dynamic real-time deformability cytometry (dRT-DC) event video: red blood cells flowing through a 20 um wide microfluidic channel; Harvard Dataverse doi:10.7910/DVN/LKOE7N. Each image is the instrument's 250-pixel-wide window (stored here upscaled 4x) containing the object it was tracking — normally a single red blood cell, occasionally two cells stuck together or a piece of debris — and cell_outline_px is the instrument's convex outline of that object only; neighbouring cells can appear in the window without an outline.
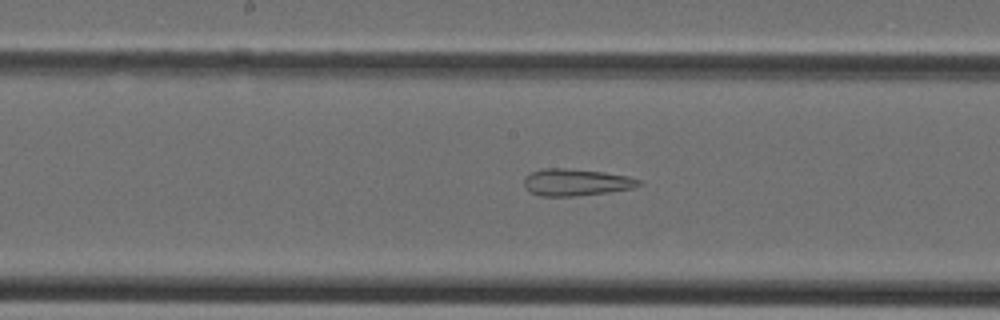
{"species": "Egyptian fruit bat (a non-hibernating species)", "species_latin": "Rousettus aegyptiacus", "temperature_condition": "cold", "stored_images_in_passage": 40, "camera_frame_rate_fps": 3000, "um_per_image_px": 0.085, "animal": {"sex": "female"}, "frame": {"image": 1, "passage_image": 20, "time_ms": 6.333, "image_size_px": [1000, 320], "cell_outline_px": [[644, 184], [632, 188], [608, 192], [576, 196], [540, 196], [532, 192], [524, 184], [524, 176], [532, 172], [544, 168], [564, 168], [604, 172], [628, 176], [640, 180]], "centroid_in_image_um": [48.98, 15.49], "position_along_channel_um": 199.2, "area_um2": 17.92}}
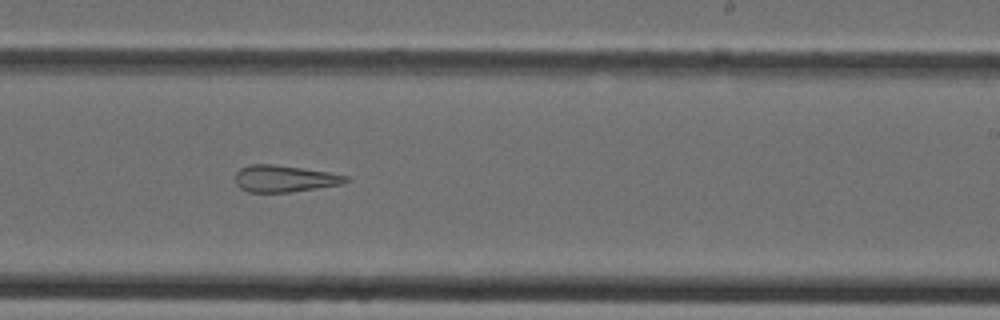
{"frame": {"image": 2, "passage_image": 24, "time_ms": 7.667, "image_size_px": [1000, 320], "cell_outline_px": [[348, 180], [340, 184], [316, 188], [288, 192], [248, 192], [240, 188], [236, 184], [236, 172], [240, 168], [252, 164], [272, 164], [328, 172], [348, 176]], "centroid_in_image_um": [24.13, 15.18], "position_along_channel_um": 264.9, "area_um2": 16.94}}
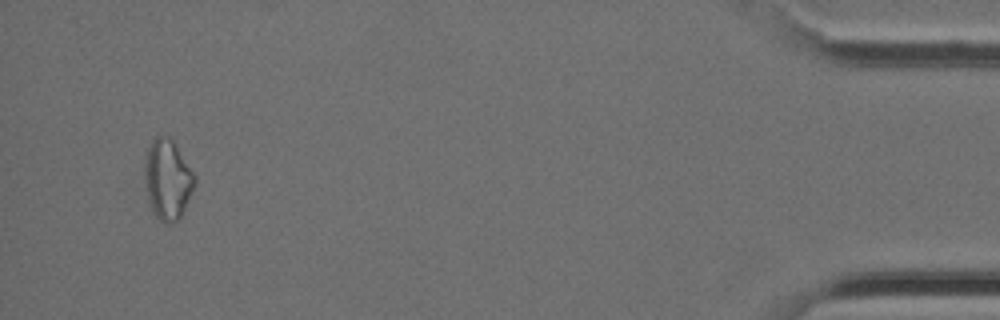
{"frame": {"image": 3, "passage_image": 38, "time_ms": 12.333, "image_size_px": [1000, 320], "cell_outline_px": [[196, 184], [184, 212], [180, 220], [172, 224], [164, 224], [152, 212], [148, 204], [144, 176], [144, 164], [148, 148], [152, 140], [156, 136], [172, 136], [196, 176]], "centroid_in_image_um": [14.26, 15.28], "position_along_channel_um": 420.9, "area_um2": 24.16}}